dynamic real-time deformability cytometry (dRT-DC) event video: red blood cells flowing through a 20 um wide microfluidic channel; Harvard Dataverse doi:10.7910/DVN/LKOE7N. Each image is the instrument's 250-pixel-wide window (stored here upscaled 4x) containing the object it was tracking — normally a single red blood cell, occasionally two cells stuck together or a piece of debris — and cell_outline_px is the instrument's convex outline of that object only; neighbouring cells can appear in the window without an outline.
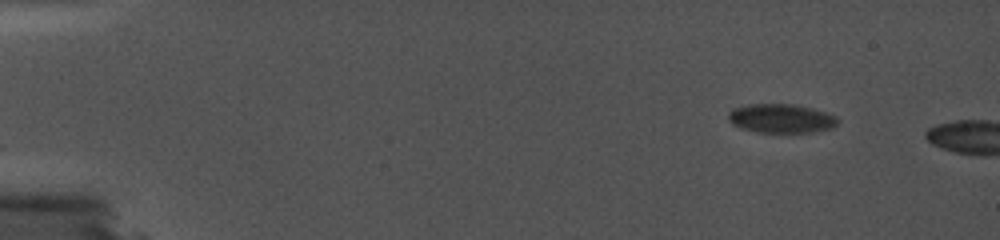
{"species": "common noctule bat (a hibernating species)", "species_latin": "Nyctalus noctula", "temperature_condition": "cold", "stored_images_in_passage": 6, "camera_frame_rate_fps": 5000, "um_per_image_px": 0.085, "animal": {"sex": "female", "body_mass_g": 19.0, "forearm_length_mm": 56.7}, "frame": {"image": 1, "passage_image": 1, "time_ms": 0.0, "image_size_px": [1000, 240], "cell_outline_px": [[840, 124], [832, 128], [812, 132], [756, 132], [740, 128], [732, 124], [728, 120], [728, 112], [732, 108], [748, 104], [796, 104], [812, 108], [836, 116], [840, 120]], "centroid_in_image_um": [66.4, 10.06], "position_along_channel_um": 18.6, "area_um2": 18.73}}